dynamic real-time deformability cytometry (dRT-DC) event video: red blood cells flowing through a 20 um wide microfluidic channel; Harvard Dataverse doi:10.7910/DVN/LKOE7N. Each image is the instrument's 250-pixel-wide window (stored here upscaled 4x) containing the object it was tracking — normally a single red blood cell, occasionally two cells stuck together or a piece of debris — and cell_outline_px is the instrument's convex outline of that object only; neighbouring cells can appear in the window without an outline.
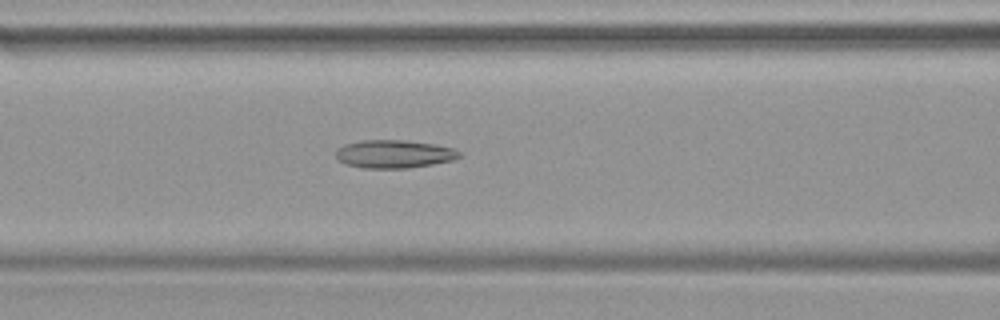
{"species": "common noctule bat (a hibernating species)", "species_latin": "Nyctalus noctula", "temperature_condition": "warm", "stored_images_in_passage": 47, "camera_frame_rate_fps": 3000, "um_per_image_px": 0.085, "animal": {"sex": "female", "body_mass_g": 19.9}, "frame": {"image": 1, "passage_image": 20, "time_ms": 6.333, "image_size_px": [1000, 320], "cell_outline_px": [[460, 156], [452, 160], [432, 164], [408, 168], [364, 168], [344, 164], [336, 160], [336, 148], [344, 144], [360, 140], [404, 140], [436, 144], [452, 148], [460, 152]], "centroid_in_image_um": [33.43, 13.09], "position_along_channel_um": 133.2, "area_um2": 20.35}}
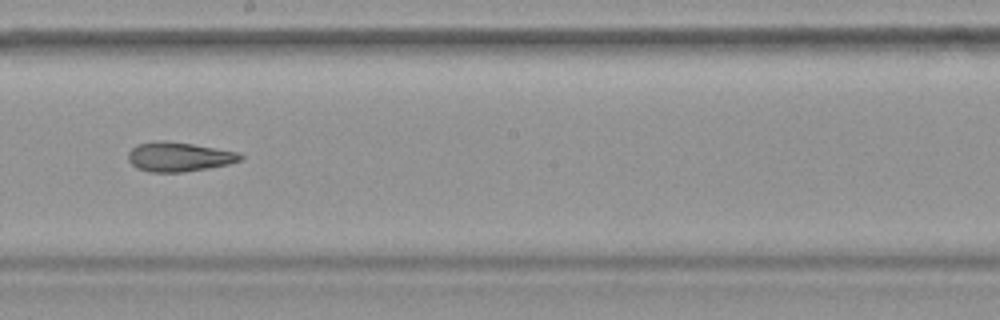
{"frame": {"image": 2, "passage_image": 27, "time_ms": 8.667, "image_size_px": [1000, 320], "cell_outline_px": [[244, 156], [240, 160], [228, 164], [208, 168], [180, 172], [148, 172], [136, 168], [128, 160], [128, 152], [136, 144], [156, 140], [164, 140], [192, 144], [240, 152]], "centroid_in_image_um": [15.18, 13.32], "position_along_channel_um": 233.0, "area_um2": 19.31}}
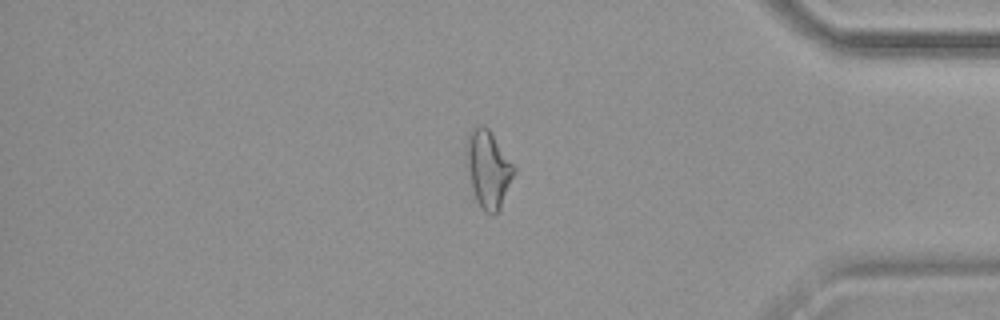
{"frame": {"image": 3, "passage_image": 40, "time_ms": 13.0, "image_size_px": [1000, 320], "cell_outline_px": [[516, 172], [500, 208], [496, 216], [492, 216], [484, 212], [480, 208], [476, 200], [472, 188], [468, 172], [468, 132], [472, 128], [480, 124], [484, 124], [488, 128], [516, 168]], "centroid_in_image_um": [41.53, 14.42], "position_along_channel_um": 393.7, "area_um2": 21.27}}